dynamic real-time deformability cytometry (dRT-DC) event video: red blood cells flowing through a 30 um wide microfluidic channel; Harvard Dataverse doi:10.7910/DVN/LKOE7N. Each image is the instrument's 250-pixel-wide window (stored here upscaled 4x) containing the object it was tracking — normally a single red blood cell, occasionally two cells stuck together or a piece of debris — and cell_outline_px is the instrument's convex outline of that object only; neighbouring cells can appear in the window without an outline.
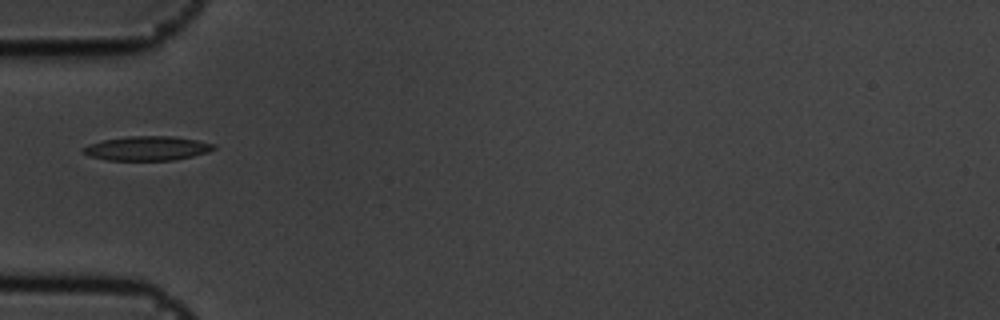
{"species": "common noctule bat (a hibernating species)", "species_latin": "Nyctalus noctula", "temperature_condition": "cold", "stored_images_in_passage": 4, "camera_frame_rate_fps": 3000, "um_per_image_px": 0.085, "animal": {"sex": "male", "body_mass_g": 19.5, "forearm_length_mm": 54.6}, "frame": {"image": 1, "passage_image": 1, "time_ms": 0.0, "image_size_px": [1000, 320], "cell_outline_px": [[216, 148], [208, 152], [192, 156], [172, 160], [108, 160], [88, 156], [80, 152], [80, 148], [88, 144], [104, 140], [128, 136], [172, 136], [196, 140], [216, 144]], "centroid_in_image_um": [12.46, 12.61], "position_along_channel_um": 72.5, "area_um2": 18.55}}
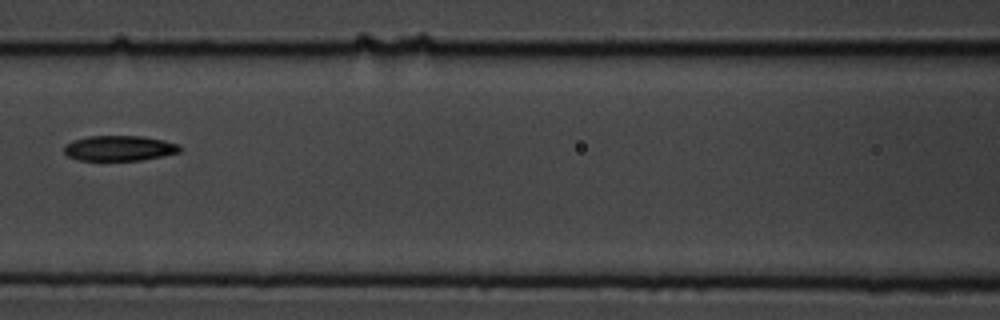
{"frame": {"image": 2, "passage_image": 3, "time_ms": 0.667, "image_size_px": [1000, 320], "cell_outline_px": [[184, 148], [180, 152], [140, 160], [76, 160], [68, 156], [64, 152], [64, 144], [72, 140], [88, 136], [144, 136], [164, 140], [180, 144]], "centroid_in_image_um": [10.15, 12.59], "position_along_channel_um": 156.5, "area_um2": 17.22}}
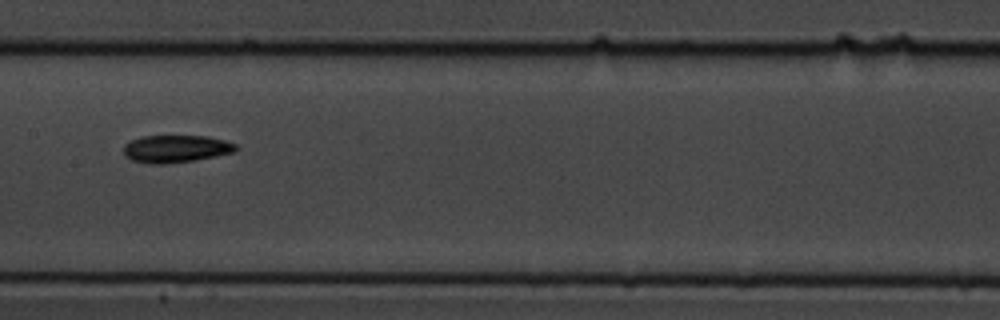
{"frame": {"image": 3, "passage_image": 4, "time_ms": 1.0, "image_size_px": [1000, 320], "cell_outline_px": [[240, 148], [236, 152], [196, 160], [164, 164], [152, 164], [132, 160], [124, 156], [124, 144], [140, 136], [208, 136], [224, 140], [236, 144]], "centroid_in_image_um": [14.98, 12.65], "position_along_channel_um": 192.4, "area_um2": 18.15}}